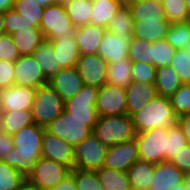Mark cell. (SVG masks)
Returning a JSON list of instances; mask_svg holds the SVG:
<instances>
[{
    "mask_svg": "<svg viewBox=\"0 0 190 190\" xmlns=\"http://www.w3.org/2000/svg\"><path fill=\"white\" fill-rule=\"evenodd\" d=\"M45 127L33 123L12 135L14 148L1 161L27 177L42 157L41 142Z\"/></svg>",
    "mask_w": 190,
    "mask_h": 190,
    "instance_id": "obj_1",
    "label": "cell"
},
{
    "mask_svg": "<svg viewBox=\"0 0 190 190\" xmlns=\"http://www.w3.org/2000/svg\"><path fill=\"white\" fill-rule=\"evenodd\" d=\"M131 117L136 133L147 132L154 128H168L177 122L170 99L163 96L148 102Z\"/></svg>",
    "mask_w": 190,
    "mask_h": 190,
    "instance_id": "obj_2",
    "label": "cell"
},
{
    "mask_svg": "<svg viewBox=\"0 0 190 190\" xmlns=\"http://www.w3.org/2000/svg\"><path fill=\"white\" fill-rule=\"evenodd\" d=\"M92 133L108 147L131 141L137 134L128 114L99 116Z\"/></svg>",
    "mask_w": 190,
    "mask_h": 190,
    "instance_id": "obj_3",
    "label": "cell"
},
{
    "mask_svg": "<svg viewBox=\"0 0 190 190\" xmlns=\"http://www.w3.org/2000/svg\"><path fill=\"white\" fill-rule=\"evenodd\" d=\"M98 118L73 117L65 109L45 129L75 147L92 134Z\"/></svg>",
    "mask_w": 190,
    "mask_h": 190,
    "instance_id": "obj_4",
    "label": "cell"
},
{
    "mask_svg": "<svg viewBox=\"0 0 190 190\" xmlns=\"http://www.w3.org/2000/svg\"><path fill=\"white\" fill-rule=\"evenodd\" d=\"M64 108L65 102L49 84L40 86L37 88L31 110L33 121L37 125L47 127L61 115Z\"/></svg>",
    "mask_w": 190,
    "mask_h": 190,
    "instance_id": "obj_5",
    "label": "cell"
},
{
    "mask_svg": "<svg viewBox=\"0 0 190 190\" xmlns=\"http://www.w3.org/2000/svg\"><path fill=\"white\" fill-rule=\"evenodd\" d=\"M64 5L54 3L44 8L40 30L46 40H60L65 36H77Z\"/></svg>",
    "mask_w": 190,
    "mask_h": 190,
    "instance_id": "obj_6",
    "label": "cell"
},
{
    "mask_svg": "<svg viewBox=\"0 0 190 190\" xmlns=\"http://www.w3.org/2000/svg\"><path fill=\"white\" fill-rule=\"evenodd\" d=\"M168 128H154L136 134L139 159L154 164L165 162Z\"/></svg>",
    "mask_w": 190,
    "mask_h": 190,
    "instance_id": "obj_7",
    "label": "cell"
},
{
    "mask_svg": "<svg viewBox=\"0 0 190 190\" xmlns=\"http://www.w3.org/2000/svg\"><path fill=\"white\" fill-rule=\"evenodd\" d=\"M108 146L93 133L74 147V168L97 171L104 165Z\"/></svg>",
    "mask_w": 190,
    "mask_h": 190,
    "instance_id": "obj_8",
    "label": "cell"
},
{
    "mask_svg": "<svg viewBox=\"0 0 190 190\" xmlns=\"http://www.w3.org/2000/svg\"><path fill=\"white\" fill-rule=\"evenodd\" d=\"M70 174L71 169L68 166L41 157L27 178L42 190H50Z\"/></svg>",
    "mask_w": 190,
    "mask_h": 190,
    "instance_id": "obj_9",
    "label": "cell"
},
{
    "mask_svg": "<svg viewBox=\"0 0 190 190\" xmlns=\"http://www.w3.org/2000/svg\"><path fill=\"white\" fill-rule=\"evenodd\" d=\"M96 108L99 116L127 114L126 89L106 83L99 88Z\"/></svg>",
    "mask_w": 190,
    "mask_h": 190,
    "instance_id": "obj_10",
    "label": "cell"
},
{
    "mask_svg": "<svg viewBox=\"0 0 190 190\" xmlns=\"http://www.w3.org/2000/svg\"><path fill=\"white\" fill-rule=\"evenodd\" d=\"M109 63L98 54L80 55L76 68L84 85L98 89L107 83Z\"/></svg>",
    "mask_w": 190,
    "mask_h": 190,
    "instance_id": "obj_11",
    "label": "cell"
},
{
    "mask_svg": "<svg viewBox=\"0 0 190 190\" xmlns=\"http://www.w3.org/2000/svg\"><path fill=\"white\" fill-rule=\"evenodd\" d=\"M14 85L38 88L49 83L33 55L20 56L15 62Z\"/></svg>",
    "mask_w": 190,
    "mask_h": 190,
    "instance_id": "obj_12",
    "label": "cell"
},
{
    "mask_svg": "<svg viewBox=\"0 0 190 190\" xmlns=\"http://www.w3.org/2000/svg\"><path fill=\"white\" fill-rule=\"evenodd\" d=\"M42 157L74 168V147L60 137L44 131L41 142Z\"/></svg>",
    "mask_w": 190,
    "mask_h": 190,
    "instance_id": "obj_13",
    "label": "cell"
},
{
    "mask_svg": "<svg viewBox=\"0 0 190 190\" xmlns=\"http://www.w3.org/2000/svg\"><path fill=\"white\" fill-rule=\"evenodd\" d=\"M36 88L30 86L13 85L0 90V110L18 111L32 110L34 104Z\"/></svg>",
    "mask_w": 190,
    "mask_h": 190,
    "instance_id": "obj_14",
    "label": "cell"
},
{
    "mask_svg": "<svg viewBox=\"0 0 190 190\" xmlns=\"http://www.w3.org/2000/svg\"><path fill=\"white\" fill-rule=\"evenodd\" d=\"M99 89L93 86L84 85L73 98L65 101V110L73 117L99 118L96 100Z\"/></svg>",
    "mask_w": 190,
    "mask_h": 190,
    "instance_id": "obj_15",
    "label": "cell"
},
{
    "mask_svg": "<svg viewBox=\"0 0 190 190\" xmlns=\"http://www.w3.org/2000/svg\"><path fill=\"white\" fill-rule=\"evenodd\" d=\"M139 160L138 146L135 139L109 146L104 167L127 172L128 168Z\"/></svg>",
    "mask_w": 190,
    "mask_h": 190,
    "instance_id": "obj_16",
    "label": "cell"
},
{
    "mask_svg": "<svg viewBox=\"0 0 190 190\" xmlns=\"http://www.w3.org/2000/svg\"><path fill=\"white\" fill-rule=\"evenodd\" d=\"M48 84L64 102L73 98L84 86V82L76 67L60 69L49 80Z\"/></svg>",
    "mask_w": 190,
    "mask_h": 190,
    "instance_id": "obj_17",
    "label": "cell"
},
{
    "mask_svg": "<svg viewBox=\"0 0 190 190\" xmlns=\"http://www.w3.org/2000/svg\"><path fill=\"white\" fill-rule=\"evenodd\" d=\"M132 37H124L106 31L97 54L108 63L120 62L128 58L129 45Z\"/></svg>",
    "mask_w": 190,
    "mask_h": 190,
    "instance_id": "obj_18",
    "label": "cell"
},
{
    "mask_svg": "<svg viewBox=\"0 0 190 190\" xmlns=\"http://www.w3.org/2000/svg\"><path fill=\"white\" fill-rule=\"evenodd\" d=\"M127 114L132 116L140 111L148 102L158 97L155 84L132 81L126 88Z\"/></svg>",
    "mask_w": 190,
    "mask_h": 190,
    "instance_id": "obj_19",
    "label": "cell"
},
{
    "mask_svg": "<svg viewBox=\"0 0 190 190\" xmlns=\"http://www.w3.org/2000/svg\"><path fill=\"white\" fill-rule=\"evenodd\" d=\"M184 174L169 161L157 163L149 190H171L174 186L183 183Z\"/></svg>",
    "mask_w": 190,
    "mask_h": 190,
    "instance_id": "obj_20",
    "label": "cell"
},
{
    "mask_svg": "<svg viewBox=\"0 0 190 190\" xmlns=\"http://www.w3.org/2000/svg\"><path fill=\"white\" fill-rule=\"evenodd\" d=\"M106 31V28L93 24L78 27L76 44L80 55L97 54Z\"/></svg>",
    "mask_w": 190,
    "mask_h": 190,
    "instance_id": "obj_21",
    "label": "cell"
},
{
    "mask_svg": "<svg viewBox=\"0 0 190 190\" xmlns=\"http://www.w3.org/2000/svg\"><path fill=\"white\" fill-rule=\"evenodd\" d=\"M77 36H65L60 40H50L60 69L76 67L80 58Z\"/></svg>",
    "mask_w": 190,
    "mask_h": 190,
    "instance_id": "obj_22",
    "label": "cell"
},
{
    "mask_svg": "<svg viewBox=\"0 0 190 190\" xmlns=\"http://www.w3.org/2000/svg\"><path fill=\"white\" fill-rule=\"evenodd\" d=\"M135 23L169 22L163 10L161 2L143 0L128 5Z\"/></svg>",
    "mask_w": 190,
    "mask_h": 190,
    "instance_id": "obj_23",
    "label": "cell"
},
{
    "mask_svg": "<svg viewBox=\"0 0 190 190\" xmlns=\"http://www.w3.org/2000/svg\"><path fill=\"white\" fill-rule=\"evenodd\" d=\"M154 163L137 160L128 170V178L132 190H149L155 173Z\"/></svg>",
    "mask_w": 190,
    "mask_h": 190,
    "instance_id": "obj_24",
    "label": "cell"
},
{
    "mask_svg": "<svg viewBox=\"0 0 190 190\" xmlns=\"http://www.w3.org/2000/svg\"><path fill=\"white\" fill-rule=\"evenodd\" d=\"M13 43L20 55H33L34 51L45 40L40 28L21 29L11 34Z\"/></svg>",
    "mask_w": 190,
    "mask_h": 190,
    "instance_id": "obj_25",
    "label": "cell"
},
{
    "mask_svg": "<svg viewBox=\"0 0 190 190\" xmlns=\"http://www.w3.org/2000/svg\"><path fill=\"white\" fill-rule=\"evenodd\" d=\"M91 24L107 29L109 22L123 7L122 0H92Z\"/></svg>",
    "mask_w": 190,
    "mask_h": 190,
    "instance_id": "obj_26",
    "label": "cell"
},
{
    "mask_svg": "<svg viewBox=\"0 0 190 190\" xmlns=\"http://www.w3.org/2000/svg\"><path fill=\"white\" fill-rule=\"evenodd\" d=\"M33 117L30 110L3 111L0 118V130L9 135H14L21 128L33 124Z\"/></svg>",
    "mask_w": 190,
    "mask_h": 190,
    "instance_id": "obj_27",
    "label": "cell"
},
{
    "mask_svg": "<svg viewBox=\"0 0 190 190\" xmlns=\"http://www.w3.org/2000/svg\"><path fill=\"white\" fill-rule=\"evenodd\" d=\"M182 84L179 76L170 65L157 68L155 87L159 96L170 98Z\"/></svg>",
    "mask_w": 190,
    "mask_h": 190,
    "instance_id": "obj_28",
    "label": "cell"
},
{
    "mask_svg": "<svg viewBox=\"0 0 190 190\" xmlns=\"http://www.w3.org/2000/svg\"><path fill=\"white\" fill-rule=\"evenodd\" d=\"M33 56L48 80L60 70L50 40L45 39L34 51Z\"/></svg>",
    "mask_w": 190,
    "mask_h": 190,
    "instance_id": "obj_29",
    "label": "cell"
},
{
    "mask_svg": "<svg viewBox=\"0 0 190 190\" xmlns=\"http://www.w3.org/2000/svg\"><path fill=\"white\" fill-rule=\"evenodd\" d=\"M132 61L125 58L108 65L107 84L127 88L132 82Z\"/></svg>",
    "mask_w": 190,
    "mask_h": 190,
    "instance_id": "obj_30",
    "label": "cell"
},
{
    "mask_svg": "<svg viewBox=\"0 0 190 190\" xmlns=\"http://www.w3.org/2000/svg\"><path fill=\"white\" fill-rule=\"evenodd\" d=\"M97 173L105 190H132L127 172L103 166Z\"/></svg>",
    "mask_w": 190,
    "mask_h": 190,
    "instance_id": "obj_31",
    "label": "cell"
},
{
    "mask_svg": "<svg viewBox=\"0 0 190 190\" xmlns=\"http://www.w3.org/2000/svg\"><path fill=\"white\" fill-rule=\"evenodd\" d=\"M170 22L134 23L133 37L156 42L165 40Z\"/></svg>",
    "mask_w": 190,
    "mask_h": 190,
    "instance_id": "obj_32",
    "label": "cell"
},
{
    "mask_svg": "<svg viewBox=\"0 0 190 190\" xmlns=\"http://www.w3.org/2000/svg\"><path fill=\"white\" fill-rule=\"evenodd\" d=\"M64 6L73 26L80 27L91 24L92 0H73Z\"/></svg>",
    "mask_w": 190,
    "mask_h": 190,
    "instance_id": "obj_33",
    "label": "cell"
},
{
    "mask_svg": "<svg viewBox=\"0 0 190 190\" xmlns=\"http://www.w3.org/2000/svg\"><path fill=\"white\" fill-rule=\"evenodd\" d=\"M134 20L128 6L119 9L107 26V31L118 36L133 37Z\"/></svg>",
    "mask_w": 190,
    "mask_h": 190,
    "instance_id": "obj_34",
    "label": "cell"
},
{
    "mask_svg": "<svg viewBox=\"0 0 190 190\" xmlns=\"http://www.w3.org/2000/svg\"><path fill=\"white\" fill-rule=\"evenodd\" d=\"M44 8L35 0H15L13 6V10L28 24H33L37 28H40Z\"/></svg>",
    "mask_w": 190,
    "mask_h": 190,
    "instance_id": "obj_35",
    "label": "cell"
},
{
    "mask_svg": "<svg viewBox=\"0 0 190 190\" xmlns=\"http://www.w3.org/2000/svg\"><path fill=\"white\" fill-rule=\"evenodd\" d=\"M128 58L132 62H142L153 65L152 42L132 37L129 45Z\"/></svg>",
    "mask_w": 190,
    "mask_h": 190,
    "instance_id": "obj_36",
    "label": "cell"
},
{
    "mask_svg": "<svg viewBox=\"0 0 190 190\" xmlns=\"http://www.w3.org/2000/svg\"><path fill=\"white\" fill-rule=\"evenodd\" d=\"M165 40L177 50L185 49L190 43V22L171 24Z\"/></svg>",
    "mask_w": 190,
    "mask_h": 190,
    "instance_id": "obj_37",
    "label": "cell"
},
{
    "mask_svg": "<svg viewBox=\"0 0 190 190\" xmlns=\"http://www.w3.org/2000/svg\"><path fill=\"white\" fill-rule=\"evenodd\" d=\"M166 19L171 23L190 22V10L183 0H163Z\"/></svg>",
    "mask_w": 190,
    "mask_h": 190,
    "instance_id": "obj_38",
    "label": "cell"
},
{
    "mask_svg": "<svg viewBox=\"0 0 190 190\" xmlns=\"http://www.w3.org/2000/svg\"><path fill=\"white\" fill-rule=\"evenodd\" d=\"M187 144L188 141L186 136L178 122L174 123L171 127H168L167 153L165 154V161H170L171 158Z\"/></svg>",
    "mask_w": 190,
    "mask_h": 190,
    "instance_id": "obj_39",
    "label": "cell"
},
{
    "mask_svg": "<svg viewBox=\"0 0 190 190\" xmlns=\"http://www.w3.org/2000/svg\"><path fill=\"white\" fill-rule=\"evenodd\" d=\"M71 173L74 175L77 190H105L97 171L73 168Z\"/></svg>",
    "mask_w": 190,
    "mask_h": 190,
    "instance_id": "obj_40",
    "label": "cell"
},
{
    "mask_svg": "<svg viewBox=\"0 0 190 190\" xmlns=\"http://www.w3.org/2000/svg\"><path fill=\"white\" fill-rule=\"evenodd\" d=\"M152 48L153 65L156 68L170 65L177 51V49L171 46L166 40L152 42Z\"/></svg>",
    "mask_w": 190,
    "mask_h": 190,
    "instance_id": "obj_41",
    "label": "cell"
},
{
    "mask_svg": "<svg viewBox=\"0 0 190 190\" xmlns=\"http://www.w3.org/2000/svg\"><path fill=\"white\" fill-rule=\"evenodd\" d=\"M25 178L14 167L0 160V190H17Z\"/></svg>",
    "mask_w": 190,
    "mask_h": 190,
    "instance_id": "obj_42",
    "label": "cell"
},
{
    "mask_svg": "<svg viewBox=\"0 0 190 190\" xmlns=\"http://www.w3.org/2000/svg\"><path fill=\"white\" fill-rule=\"evenodd\" d=\"M169 99L177 117L190 114V84L183 83Z\"/></svg>",
    "mask_w": 190,
    "mask_h": 190,
    "instance_id": "obj_43",
    "label": "cell"
},
{
    "mask_svg": "<svg viewBox=\"0 0 190 190\" xmlns=\"http://www.w3.org/2000/svg\"><path fill=\"white\" fill-rule=\"evenodd\" d=\"M170 66L182 83L190 84V56L185 49L177 50Z\"/></svg>",
    "mask_w": 190,
    "mask_h": 190,
    "instance_id": "obj_44",
    "label": "cell"
},
{
    "mask_svg": "<svg viewBox=\"0 0 190 190\" xmlns=\"http://www.w3.org/2000/svg\"><path fill=\"white\" fill-rule=\"evenodd\" d=\"M156 70L157 68L154 65H148L142 62H132V81L155 84Z\"/></svg>",
    "mask_w": 190,
    "mask_h": 190,
    "instance_id": "obj_45",
    "label": "cell"
},
{
    "mask_svg": "<svg viewBox=\"0 0 190 190\" xmlns=\"http://www.w3.org/2000/svg\"><path fill=\"white\" fill-rule=\"evenodd\" d=\"M5 33L11 35L21 29L37 28L33 24H28L20 14L13 9L4 12Z\"/></svg>",
    "mask_w": 190,
    "mask_h": 190,
    "instance_id": "obj_46",
    "label": "cell"
},
{
    "mask_svg": "<svg viewBox=\"0 0 190 190\" xmlns=\"http://www.w3.org/2000/svg\"><path fill=\"white\" fill-rule=\"evenodd\" d=\"M19 49L13 43L11 35H0V60L15 62L20 57Z\"/></svg>",
    "mask_w": 190,
    "mask_h": 190,
    "instance_id": "obj_47",
    "label": "cell"
},
{
    "mask_svg": "<svg viewBox=\"0 0 190 190\" xmlns=\"http://www.w3.org/2000/svg\"><path fill=\"white\" fill-rule=\"evenodd\" d=\"M14 62L0 60V90L14 85Z\"/></svg>",
    "mask_w": 190,
    "mask_h": 190,
    "instance_id": "obj_48",
    "label": "cell"
},
{
    "mask_svg": "<svg viewBox=\"0 0 190 190\" xmlns=\"http://www.w3.org/2000/svg\"><path fill=\"white\" fill-rule=\"evenodd\" d=\"M169 162L178 167L183 173L190 172V144L181 148Z\"/></svg>",
    "mask_w": 190,
    "mask_h": 190,
    "instance_id": "obj_49",
    "label": "cell"
},
{
    "mask_svg": "<svg viewBox=\"0 0 190 190\" xmlns=\"http://www.w3.org/2000/svg\"><path fill=\"white\" fill-rule=\"evenodd\" d=\"M14 148L12 135L0 130V160Z\"/></svg>",
    "mask_w": 190,
    "mask_h": 190,
    "instance_id": "obj_50",
    "label": "cell"
},
{
    "mask_svg": "<svg viewBox=\"0 0 190 190\" xmlns=\"http://www.w3.org/2000/svg\"><path fill=\"white\" fill-rule=\"evenodd\" d=\"M50 190H77L74 175L71 173L56 187L51 188Z\"/></svg>",
    "mask_w": 190,
    "mask_h": 190,
    "instance_id": "obj_51",
    "label": "cell"
},
{
    "mask_svg": "<svg viewBox=\"0 0 190 190\" xmlns=\"http://www.w3.org/2000/svg\"><path fill=\"white\" fill-rule=\"evenodd\" d=\"M177 122L182 128L188 144H190V114H184L177 117Z\"/></svg>",
    "mask_w": 190,
    "mask_h": 190,
    "instance_id": "obj_52",
    "label": "cell"
},
{
    "mask_svg": "<svg viewBox=\"0 0 190 190\" xmlns=\"http://www.w3.org/2000/svg\"><path fill=\"white\" fill-rule=\"evenodd\" d=\"M17 190H42L37 184L30 181L27 177L21 182Z\"/></svg>",
    "mask_w": 190,
    "mask_h": 190,
    "instance_id": "obj_53",
    "label": "cell"
},
{
    "mask_svg": "<svg viewBox=\"0 0 190 190\" xmlns=\"http://www.w3.org/2000/svg\"><path fill=\"white\" fill-rule=\"evenodd\" d=\"M15 0H0V12L12 10Z\"/></svg>",
    "mask_w": 190,
    "mask_h": 190,
    "instance_id": "obj_54",
    "label": "cell"
},
{
    "mask_svg": "<svg viewBox=\"0 0 190 190\" xmlns=\"http://www.w3.org/2000/svg\"><path fill=\"white\" fill-rule=\"evenodd\" d=\"M183 184L187 190H190V172L184 174Z\"/></svg>",
    "mask_w": 190,
    "mask_h": 190,
    "instance_id": "obj_55",
    "label": "cell"
},
{
    "mask_svg": "<svg viewBox=\"0 0 190 190\" xmlns=\"http://www.w3.org/2000/svg\"><path fill=\"white\" fill-rule=\"evenodd\" d=\"M5 33L4 12H0V35Z\"/></svg>",
    "mask_w": 190,
    "mask_h": 190,
    "instance_id": "obj_56",
    "label": "cell"
},
{
    "mask_svg": "<svg viewBox=\"0 0 190 190\" xmlns=\"http://www.w3.org/2000/svg\"><path fill=\"white\" fill-rule=\"evenodd\" d=\"M35 1H37L43 7H47L48 5H52V4L56 3V0H35Z\"/></svg>",
    "mask_w": 190,
    "mask_h": 190,
    "instance_id": "obj_57",
    "label": "cell"
},
{
    "mask_svg": "<svg viewBox=\"0 0 190 190\" xmlns=\"http://www.w3.org/2000/svg\"><path fill=\"white\" fill-rule=\"evenodd\" d=\"M143 0H122L124 6H128L137 2H141Z\"/></svg>",
    "mask_w": 190,
    "mask_h": 190,
    "instance_id": "obj_58",
    "label": "cell"
},
{
    "mask_svg": "<svg viewBox=\"0 0 190 190\" xmlns=\"http://www.w3.org/2000/svg\"><path fill=\"white\" fill-rule=\"evenodd\" d=\"M171 190H187L183 183L174 186Z\"/></svg>",
    "mask_w": 190,
    "mask_h": 190,
    "instance_id": "obj_59",
    "label": "cell"
},
{
    "mask_svg": "<svg viewBox=\"0 0 190 190\" xmlns=\"http://www.w3.org/2000/svg\"><path fill=\"white\" fill-rule=\"evenodd\" d=\"M73 0H56L57 4H61V5H66L68 3H70Z\"/></svg>",
    "mask_w": 190,
    "mask_h": 190,
    "instance_id": "obj_60",
    "label": "cell"
},
{
    "mask_svg": "<svg viewBox=\"0 0 190 190\" xmlns=\"http://www.w3.org/2000/svg\"><path fill=\"white\" fill-rule=\"evenodd\" d=\"M183 2L185 3V5L188 7V9L190 10V0H183Z\"/></svg>",
    "mask_w": 190,
    "mask_h": 190,
    "instance_id": "obj_61",
    "label": "cell"
},
{
    "mask_svg": "<svg viewBox=\"0 0 190 190\" xmlns=\"http://www.w3.org/2000/svg\"><path fill=\"white\" fill-rule=\"evenodd\" d=\"M185 51L189 54L190 56V43L186 46Z\"/></svg>",
    "mask_w": 190,
    "mask_h": 190,
    "instance_id": "obj_62",
    "label": "cell"
}]
</instances>
